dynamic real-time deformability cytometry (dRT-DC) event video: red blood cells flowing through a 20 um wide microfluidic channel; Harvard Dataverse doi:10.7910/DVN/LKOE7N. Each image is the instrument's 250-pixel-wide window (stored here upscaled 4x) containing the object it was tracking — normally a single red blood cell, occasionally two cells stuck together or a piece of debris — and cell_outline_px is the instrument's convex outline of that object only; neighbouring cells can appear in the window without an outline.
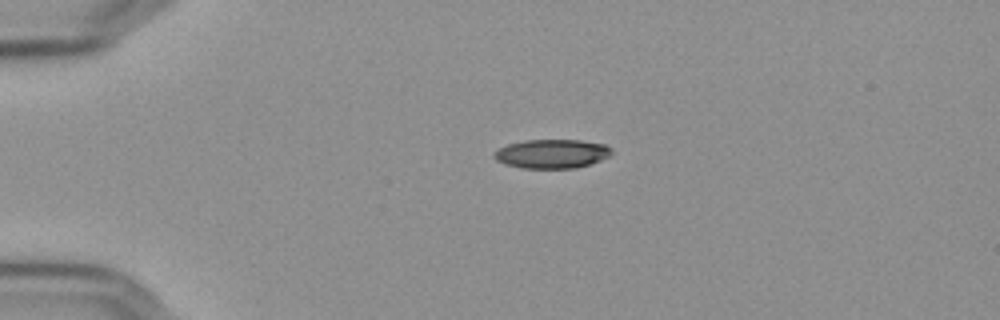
{"species": "Egyptian fruit bat (a non-hibernating species)", "species_latin": "Rousettus aegyptiacus", "temperature_condition": "cold", "stored_images_in_passage": 44, "camera_frame_rate_fps": 3000, "um_per_image_px": 0.085, "frame": {"image": 1, "passage_image": 1, "time_ms": 0.0, "image_size_px": [1000, 320], "cell_outline_px": [[612, 152], [608, 156], [600, 160], [576, 168], [520, 168], [504, 164], [496, 160], [492, 156], [492, 152], [508, 144], [524, 140], [580, 140], [604, 144], [612, 148]], "centroid_in_image_um": [46.86, 13.07], "position_along_channel_um": 38.1, "area_um2": 19.88}}
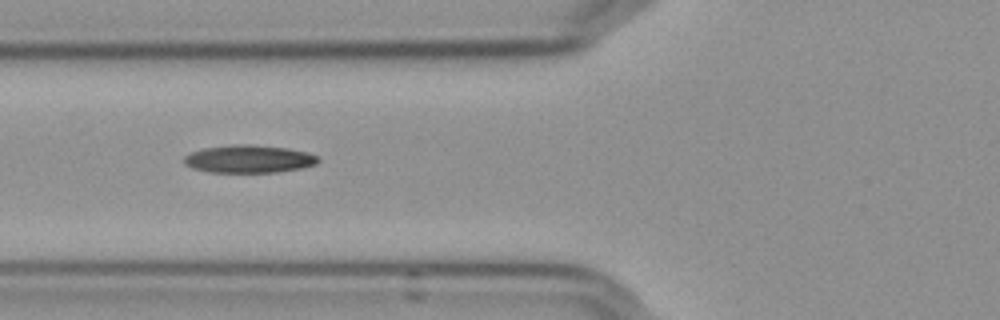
{"frame": {"image": 2, "passage_image": 10, "time_ms": 3.0, "image_size_px": [1000, 320], "cell_outline_px": [[320, 160], [316, 164], [304, 168], [276, 172], [212, 172], [192, 168], [184, 164], [184, 156], [192, 152], [204, 148], [232, 144], [252, 144], [288, 148], [308, 152], [320, 156]], "centroid_in_image_um": [21.21, 13.5], "position_along_channel_um": 104.6, "area_um2": 21.91}}
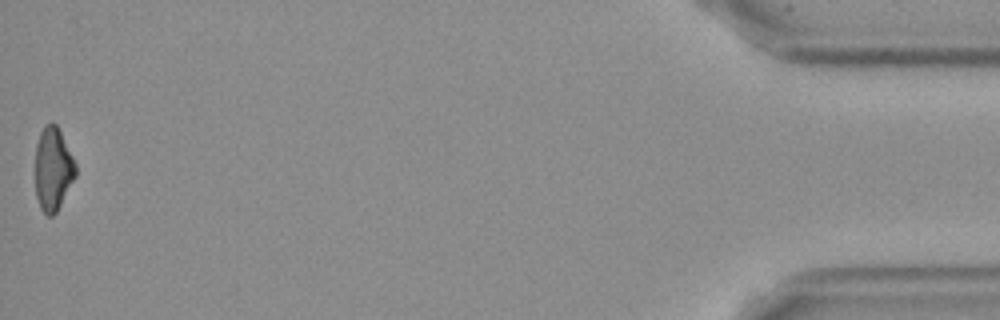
{"frame": {"image": 3, "passage_image": 44, "time_ms": 14.333, "image_size_px": [1000, 320], "cell_outline_px": [[76, 176], [56, 212], [52, 216], [48, 216], [40, 208], [36, 196], [36, 144], [40, 132], [44, 124], [52, 120], [56, 124], [76, 164]], "centroid_in_image_um": [4.5, 14.34], "position_along_channel_um": 430.7, "area_um2": 19.48}}